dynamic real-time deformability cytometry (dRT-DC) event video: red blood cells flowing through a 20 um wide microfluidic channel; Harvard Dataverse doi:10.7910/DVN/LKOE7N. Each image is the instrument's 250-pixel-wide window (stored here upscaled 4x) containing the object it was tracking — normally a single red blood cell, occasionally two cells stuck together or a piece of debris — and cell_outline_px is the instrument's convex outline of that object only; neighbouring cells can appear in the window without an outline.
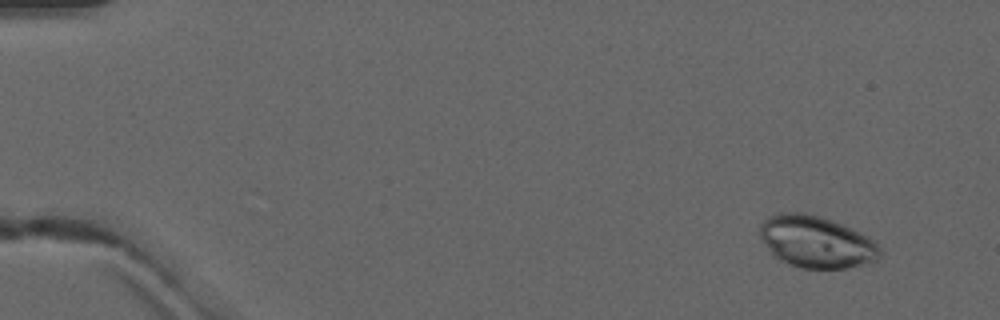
{"species": "common noctule bat (a hibernating species)", "species_latin": "Nyctalus noctula", "temperature_condition": "warm", "stored_images_in_passage": 5, "camera_frame_rate_fps": 3000, "um_per_image_px": 0.085, "animal": {"sex": "male", "forearm_length_mm": 52.5}, "frame": {"image": 1, "passage_image": 1, "time_ms": 0.0, "image_size_px": [1000, 320], "cell_outline_px": [[884, 252], [876, 260], [864, 264], [844, 268], [804, 268], [792, 264], [772, 256], [760, 236], [760, 224], [768, 216], [780, 212], [804, 212], [820, 216], [832, 220], [860, 232], [868, 236]], "centroid_in_image_um": [69.38, 20.54], "position_along_channel_um": 15.6, "area_um2": 36.24}}